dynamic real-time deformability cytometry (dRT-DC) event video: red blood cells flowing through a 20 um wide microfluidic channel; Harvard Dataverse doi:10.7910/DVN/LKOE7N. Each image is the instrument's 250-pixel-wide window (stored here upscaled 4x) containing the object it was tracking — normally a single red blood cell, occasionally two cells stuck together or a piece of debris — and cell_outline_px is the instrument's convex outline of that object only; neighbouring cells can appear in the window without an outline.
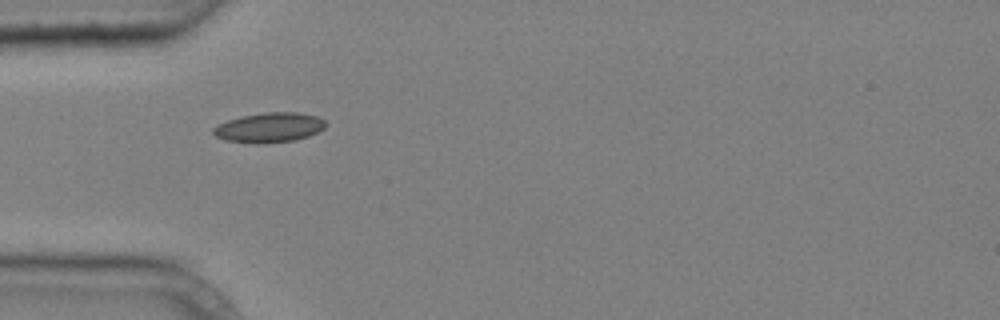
{"species": "common noctule bat (a hibernating species)", "species_latin": "Nyctalus noctula", "temperature_condition": "cold", "stored_images_in_passage": 3, "camera_frame_rate_fps": 3000, "um_per_image_px": 0.085, "animal": {"sex": "male", "body_mass_g": 20.4}, "frame": {"image": 1, "passage_image": 2, "time_ms": 0.333, "image_size_px": [1000, 320], "cell_outline_px": [[328, 124], [324, 128], [308, 136], [292, 140], [264, 144], [256, 144], [224, 140], [216, 136], [212, 132], [212, 128], [228, 120], [240, 116], [264, 112], [300, 112], [316, 116], [324, 120]], "centroid_in_image_um": [22.88, 10.84], "position_along_channel_um": 62.1, "area_um2": 19.59}}
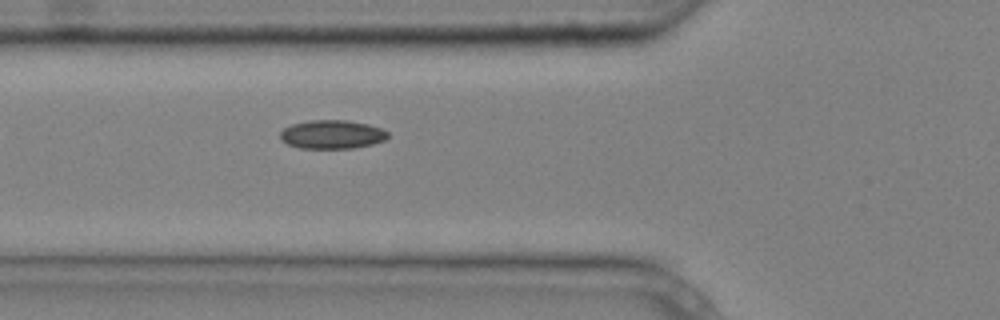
{"frame": {"image": 2, "passage_image": 3, "time_ms": 0.667, "image_size_px": [1000, 320], "cell_outline_px": [[388, 136], [384, 140], [372, 144], [352, 148], [300, 148], [288, 144], [280, 140], [280, 132], [284, 128], [292, 124], [308, 120], [348, 120], [368, 124], [380, 128], [388, 132]], "centroid_in_image_um": [28.2, 11.42], "position_along_channel_um": 97.6, "area_um2": 17.98}}